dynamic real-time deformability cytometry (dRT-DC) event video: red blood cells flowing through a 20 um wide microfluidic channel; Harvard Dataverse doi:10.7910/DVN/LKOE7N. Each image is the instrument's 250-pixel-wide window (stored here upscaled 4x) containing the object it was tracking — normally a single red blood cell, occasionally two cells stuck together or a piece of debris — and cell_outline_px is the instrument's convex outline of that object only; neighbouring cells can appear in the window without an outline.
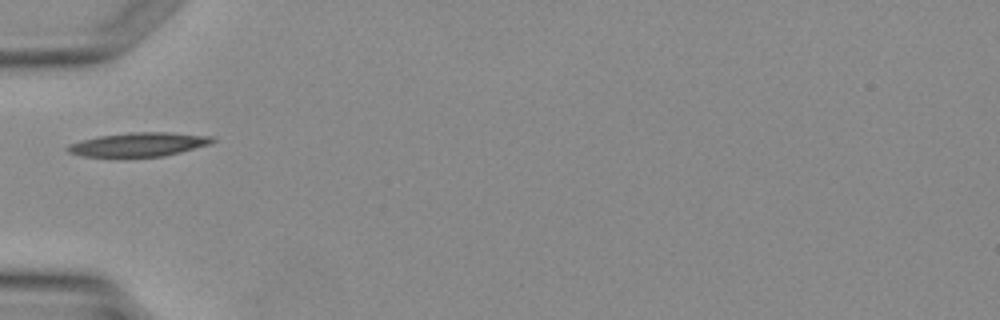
{"species": "Egyptian fruit bat (a non-hibernating species)", "species_latin": "Rousettus aegyptiacus", "temperature_condition": "warm", "stored_images_in_passage": 1, "camera_frame_rate_fps": 3000, "um_per_image_px": 0.085, "animal": {"sex": "female"}, "frame": {"image": 1, "passage_image": 1, "time_ms": 0.0, "image_size_px": [1000, 320], "cell_outline_px": [[216, 140], [212, 144], [164, 156], [84, 156], [68, 152], [64, 148], [68, 144], [100, 136], [128, 132], [168, 132], [212, 136]], "centroid_in_image_um": [11.83, 12.27], "position_along_channel_um": 73.2, "area_um2": 20.0}}